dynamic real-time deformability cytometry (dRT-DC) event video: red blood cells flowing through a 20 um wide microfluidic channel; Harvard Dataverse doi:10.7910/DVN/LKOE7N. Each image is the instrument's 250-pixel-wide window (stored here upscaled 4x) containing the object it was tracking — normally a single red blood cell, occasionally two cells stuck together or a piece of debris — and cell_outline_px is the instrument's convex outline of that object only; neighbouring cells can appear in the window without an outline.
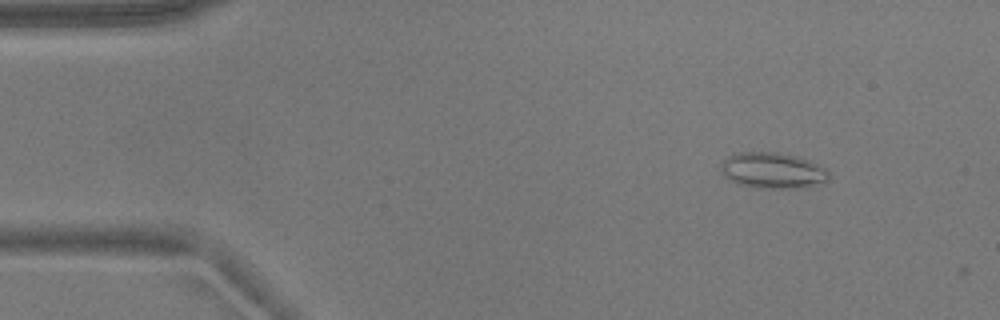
{"species": "common noctule bat (a hibernating species)", "species_latin": "Nyctalus noctula", "temperature_condition": "warm", "stored_images_in_passage": 3, "camera_frame_rate_fps": 3000, "um_per_image_px": 0.085, "animal": {"sex": "male", "body_mass_g": 17.9}, "frame": {"image": 1, "passage_image": 1, "time_ms": 0.0, "image_size_px": [1000, 320], "cell_outline_px": [[828, 180], [824, 184], [804, 188], [756, 188], [740, 184], [728, 180], [720, 172], [720, 164], [728, 156], [736, 152], [776, 152], [796, 156], [812, 160], [824, 168], [828, 172]], "centroid_in_image_um": [65.68, 14.5], "position_along_channel_um": 19.3, "area_um2": 23.06}}